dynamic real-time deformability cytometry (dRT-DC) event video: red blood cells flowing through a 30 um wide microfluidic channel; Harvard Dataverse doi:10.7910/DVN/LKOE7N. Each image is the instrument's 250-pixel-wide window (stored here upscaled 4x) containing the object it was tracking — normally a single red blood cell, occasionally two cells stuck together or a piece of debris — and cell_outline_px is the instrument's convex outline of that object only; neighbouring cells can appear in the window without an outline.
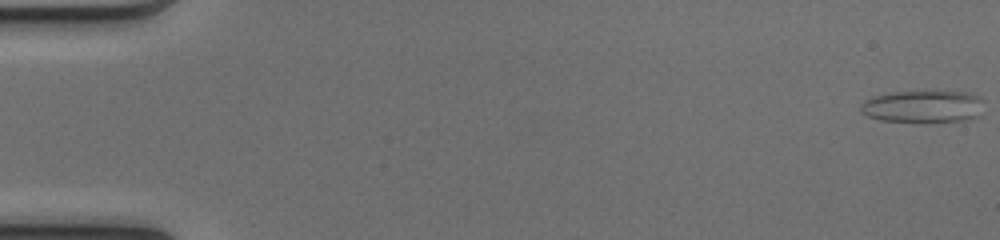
{"species": "common noctule bat (a hibernating species)", "species_latin": "Nyctalus noctula", "temperature_condition": "cold", "stored_images_in_passage": 15, "camera_frame_rate_fps": 3000, "um_per_image_px": 0.085, "animal": {"sex": "female", "body_mass_g": 17.0, "forearm_length_mm": 48.0}, "frame": {"image": 1, "passage_image": 1, "time_ms": 0.0, "image_size_px": [1000, 240], "cell_outline_px": [[984, 100], [980, 116], [968, 120], [880, 120], [868, 116], [860, 112], [860, 104], [864, 100], [872, 96], [888, 92], [968, 92], [980, 96]], "centroid_in_image_um": [78.46, 9.02], "position_along_channel_um": 6.5, "area_um2": 22.83}}
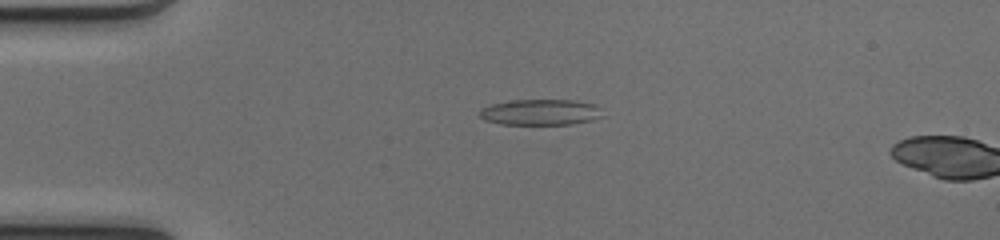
{"frame": {"image": 2, "passage_image": 13, "time_ms": 4.0, "image_size_px": [1000, 240], "cell_outline_px": [[604, 116], [592, 120], [572, 124], [500, 124], [484, 120], [480, 116], [480, 112], [484, 108], [492, 104], [508, 100], [572, 100], [596, 104], [600, 108]], "centroid_in_image_um": [45.98, 9.53], "position_along_channel_um": 39.0, "area_um2": 18.55}}